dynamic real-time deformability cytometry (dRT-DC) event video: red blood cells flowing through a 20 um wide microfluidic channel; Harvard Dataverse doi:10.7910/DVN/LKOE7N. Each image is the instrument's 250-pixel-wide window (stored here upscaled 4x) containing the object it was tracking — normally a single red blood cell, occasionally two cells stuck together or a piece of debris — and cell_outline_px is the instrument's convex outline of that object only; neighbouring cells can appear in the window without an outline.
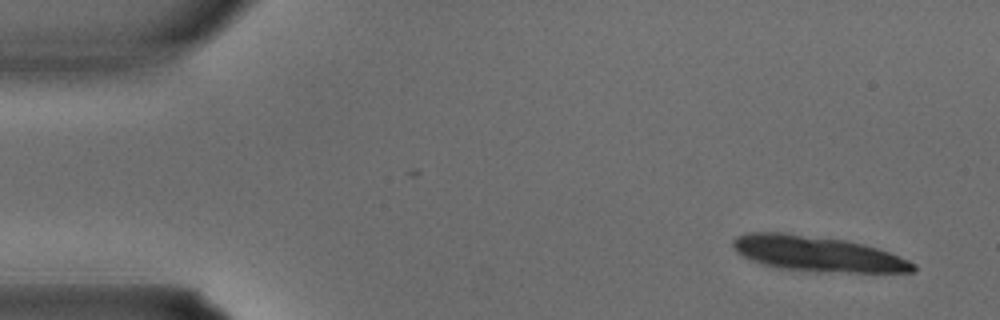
{"species": "common noctule bat (a hibernating species)", "species_latin": "Nyctalus noctula", "temperature_condition": "warm", "stored_images_in_passage": 3, "camera_frame_rate_fps": 3000, "um_per_image_px": 0.085, "animal": {"sex": "male", "body_mass_g": 15.6}, "frame": {"image": 1, "passage_image": 1, "time_ms": 0.0, "image_size_px": [1000, 320], "cell_outline_px": [[916, 268], [912, 272], [816, 272], [780, 268], [760, 264], [736, 252], [732, 244], [732, 240], [736, 236], [748, 232], [780, 232], [848, 240], [864, 244], [888, 252], [908, 260], [916, 264]], "centroid_in_image_um": [69.45, 21.57], "position_along_channel_um": 15.6, "area_um2": 37.17}}